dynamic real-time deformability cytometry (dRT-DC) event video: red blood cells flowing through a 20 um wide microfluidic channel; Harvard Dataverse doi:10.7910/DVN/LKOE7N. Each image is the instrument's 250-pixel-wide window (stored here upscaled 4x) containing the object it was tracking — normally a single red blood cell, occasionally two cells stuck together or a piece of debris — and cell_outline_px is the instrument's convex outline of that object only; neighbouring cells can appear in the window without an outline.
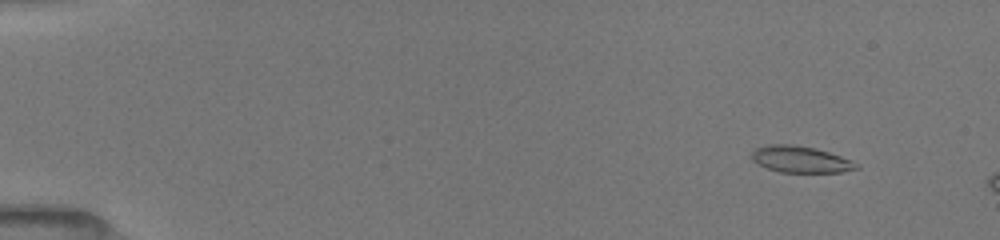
{"species": "common noctule bat (a hibernating species)", "species_latin": "Nyctalus noctula", "temperature_condition": "room temperature", "stored_images_in_passage": 16, "camera_frame_rate_fps": 3000, "um_per_image_px": 0.085, "animal": {"sex": "female", "body_mass_g": 19.5, "forearm_length_mm": 54.1}, "frame": {"image": 1, "passage_image": 4, "time_ms": 1.667, "image_size_px": [1000, 240], "cell_outline_px": [[860, 168], [840, 172], [780, 172], [768, 168], [752, 160], [752, 152], [756, 148], [768, 144], [792, 144], [816, 148], [852, 160], [860, 164]], "centroid_in_image_um": [68.08, 13.54], "position_along_channel_um": 16.9, "area_um2": 16.13}}